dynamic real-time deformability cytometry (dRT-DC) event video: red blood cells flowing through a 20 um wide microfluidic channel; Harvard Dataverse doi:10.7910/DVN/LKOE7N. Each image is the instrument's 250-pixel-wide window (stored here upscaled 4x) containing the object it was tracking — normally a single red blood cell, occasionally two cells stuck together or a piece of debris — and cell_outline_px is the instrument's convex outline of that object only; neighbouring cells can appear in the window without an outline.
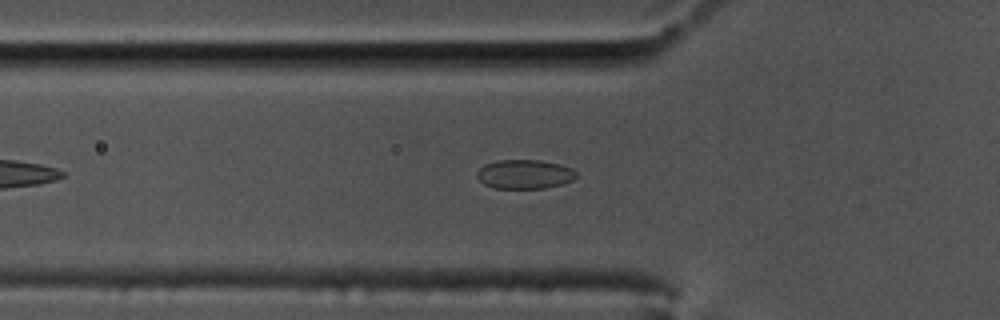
{"species": "common noctule bat (a hibernating species)", "species_latin": "Nyctalus noctula", "temperature_condition": "cold", "stored_images_in_passage": 49, "camera_frame_rate_fps": 3000, "um_per_image_px": 0.085, "animal": {"sex": "male", "body_mass_g": 17.5, "forearm_length_mm": 52.3}, "frame": {"image": 1, "passage_image": 10, "time_ms": 3.0, "image_size_px": [1000, 320], "cell_outline_px": [[576, 176], [572, 180], [564, 184], [544, 188], [496, 188], [484, 184], [476, 176], [476, 172], [484, 164], [496, 160], [540, 160], [560, 164], [572, 168], [576, 172]], "centroid_in_image_um": [44.59, 14.8], "position_along_channel_um": 81.2, "area_um2": 16.94}}
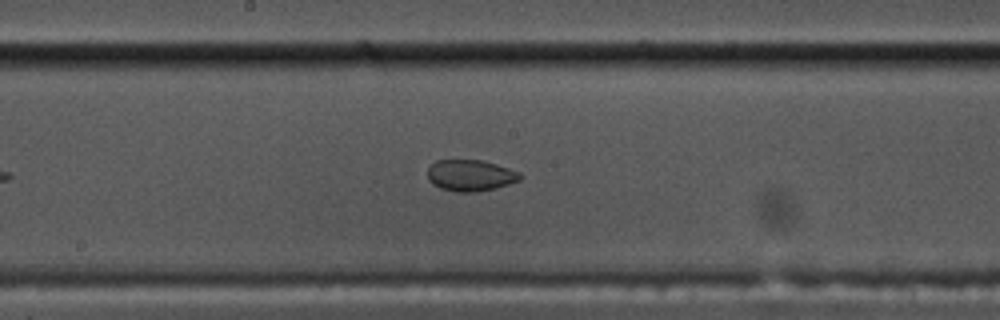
{"frame": {"image": 2, "passage_image": 21, "time_ms": 6.667, "image_size_px": [1000, 320], "cell_outline_px": [[520, 180], [496, 188], [476, 192], [456, 192], [440, 188], [432, 184], [428, 180], [428, 168], [436, 160], [480, 160], [496, 164], [520, 172]], "centroid_in_image_um": [39.96, 14.92], "position_along_channel_um": 208.2, "area_um2": 16.88}}
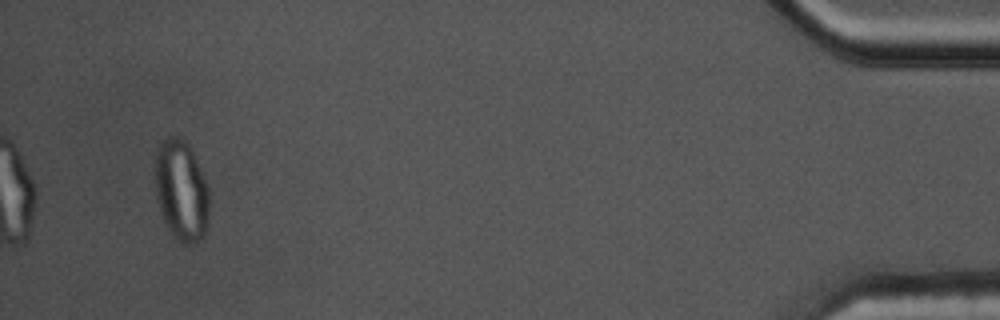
{"frame": {"image": 3, "passage_image": 46, "time_ms": 15.0, "image_size_px": [1000, 320], "cell_outline_px": [[208, 212], [204, 236], [200, 240], [192, 244], [184, 244], [172, 232], [164, 220], [156, 196], [156, 156], [160, 144], [168, 136], [180, 136], [188, 144], [208, 184]], "centroid_in_image_um": [15.43, 16.17], "position_along_channel_um": 419.8, "area_um2": 31.15}}